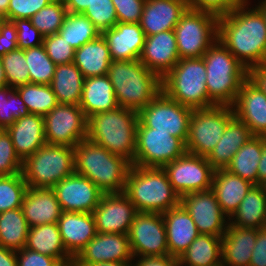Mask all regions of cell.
I'll use <instances>...</instances> for the list:
<instances>
[{"instance_id":"ffe728a7","label":"cell","mask_w":266,"mask_h":266,"mask_svg":"<svg viewBox=\"0 0 266 266\" xmlns=\"http://www.w3.org/2000/svg\"><path fill=\"white\" fill-rule=\"evenodd\" d=\"M232 108L253 136L266 137V95L248 78L241 84Z\"/></svg>"},{"instance_id":"cb8c5ba5","label":"cell","mask_w":266,"mask_h":266,"mask_svg":"<svg viewBox=\"0 0 266 266\" xmlns=\"http://www.w3.org/2000/svg\"><path fill=\"white\" fill-rule=\"evenodd\" d=\"M57 225L63 245L70 256H77L97 234L93 213L63 211Z\"/></svg>"},{"instance_id":"d4e9b609","label":"cell","mask_w":266,"mask_h":266,"mask_svg":"<svg viewBox=\"0 0 266 266\" xmlns=\"http://www.w3.org/2000/svg\"><path fill=\"white\" fill-rule=\"evenodd\" d=\"M169 255L179 258L200 235L191 215L179 204L162 214Z\"/></svg>"},{"instance_id":"8992f818","label":"cell","mask_w":266,"mask_h":266,"mask_svg":"<svg viewBox=\"0 0 266 266\" xmlns=\"http://www.w3.org/2000/svg\"><path fill=\"white\" fill-rule=\"evenodd\" d=\"M202 58L209 100L214 105L232 106L248 77V69L218 39Z\"/></svg>"},{"instance_id":"4fadbf2b","label":"cell","mask_w":266,"mask_h":266,"mask_svg":"<svg viewBox=\"0 0 266 266\" xmlns=\"http://www.w3.org/2000/svg\"><path fill=\"white\" fill-rule=\"evenodd\" d=\"M43 118L46 144L74 148L87 138L88 119L79 105L58 103Z\"/></svg>"},{"instance_id":"60d3db41","label":"cell","mask_w":266,"mask_h":266,"mask_svg":"<svg viewBox=\"0 0 266 266\" xmlns=\"http://www.w3.org/2000/svg\"><path fill=\"white\" fill-rule=\"evenodd\" d=\"M28 65L30 83L50 85L56 64L49 58L42 45L24 49Z\"/></svg>"},{"instance_id":"f5cc1de1","label":"cell","mask_w":266,"mask_h":266,"mask_svg":"<svg viewBox=\"0 0 266 266\" xmlns=\"http://www.w3.org/2000/svg\"><path fill=\"white\" fill-rule=\"evenodd\" d=\"M146 0H112L118 22L139 23Z\"/></svg>"},{"instance_id":"4dcf8cb0","label":"cell","mask_w":266,"mask_h":266,"mask_svg":"<svg viewBox=\"0 0 266 266\" xmlns=\"http://www.w3.org/2000/svg\"><path fill=\"white\" fill-rule=\"evenodd\" d=\"M79 106L87 119L96 113L107 112L119 106L114 87L107 75L84 79Z\"/></svg>"},{"instance_id":"f546056e","label":"cell","mask_w":266,"mask_h":266,"mask_svg":"<svg viewBox=\"0 0 266 266\" xmlns=\"http://www.w3.org/2000/svg\"><path fill=\"white\" fill-rule=\"evenodd\" d=\"M253 137L249 127L235 116L228 122L222 137L206 157L215 169H226L235 153Z\"/></svg>"},{"instance_id":"8fae6325","label":"cell","mask_w":266,"mask_h":266,"mask_svg":"<svg viewBox=\"0 0 266 266\" xmlns=\"http://www.w3.org/2000/svg\"><path fill=\"white\" fill-rule=\"evenodd\" d=\"M186 153L185 143L169 132L156 131L138 121L132 165L163 168Z\"/></svg>"},{"instance_id":"f907efd6","label":"cell","mask_w":266,"mask_h":266,"mask_svg":"<svg viewBox=\"0 0 266 266\" xmlns=\"http://www.w3.org/2000/svg\"><path fill=\"white\" fill-rule=\"evenodd\" d=\"M188 9L211 13L221 17L246 0H185Z\"/></svg>"},{"instance_id":"a7ac6f4b","label":"cell","mask_w":266,"mask_h":266,"mask_svg":"<svg viewBox=\"0 0 266 266\" xmlns=\"http://www.w3.org/2000/svg\"><path fill=\"white\" fill-rule=\"evenodd\" d=\"M256 7L262 12L266 21V0L260 1L259 5Z\"/></svg>"},{"instance_id":"6da1fadb","label":"cell","mask_w":266,"mask_h":266,"mask_svg":"<svg viewBox=\"0 0 266 266\" xmlns=\"http://www.w3.org/2000/svg\"><path fill=\"white\" fill-rule=\"evenodd\" d=\"M247 4L218 17L217 39L249 69L266 63V21L257 7L249 9Z\"/></svg>"},{"instance_id":"f35d334b","label":"cell","mask_w":266,"mask_h":266,"mask_svg":"<svg viewBox=\"0 0 266 266\" xmlns=\"http://www.w3.org/2000/svg\"><path fill=\"white\" fill-rule=\"evenodd\" d=\"M58 34L75 50L101 35L92 21L82 13H67Z\"/></svg>"},{"instance_id":"003e7915","label":"cell","mask_w":266,"mask_h":266,"mask_svg":"<svg viewBox=\"0 0 266 266\" xmlns=\"http://www.w3.org/2000/svg\"><path fill=\"white\" fill-rule=\"evenodd\" d=\"M10 0H0V11L6 15L8 11Z\"/></svg>"},{"instance_id":"11a10c76","label":"cell","mask_w":266,"mask_h":266,"mask_svg":"<svg viewBox=\"0 0 266 266\" xmlns=\"http://www.w3.org/2000/svg\"><path fill=\"white\" fill-rule=\"evenodd\" d=\"M17 29L13 21L0 23V57L17 49Z\"/></svg>"},{"instance_id":"836d02e7","label":"cell","mask_w":266,"mask_h":266,"mask_svg":"<svg viewBox=\"0 0 266 266\" xmlns=\"http://www.w3.org/2000/svg\"><path fill=\"white\" fill-rule=\"evenodd\" d=\"M227 221L237 227L266 228V195L260 185L251 188L236 212Z\"/></svg>"},{"instance_id":"e575fe53","label":"cell","mask_w":266,"mask_h":266,"mask_svg":"<svg viewBox=\"0 0 266 266\" xmlns=\"http://www.w3.org/2000/svg\"><path fill=\"white\" fill-rule=\"evenodd\" d=\"M222 237L200 234L178 258L180 266H222Z\"/></svg>"},{"instance_id":"52a82bcc","label":"cell","mask_w":266,"mask_h":266,"mask_svg":"<svg viewBox=\"0 0 266 266\" xmlns=\"http://www.w3.org/2000/svg\"><path fill=\"white\" fill-rule=\"evenodd\" d=\"M162 91L181 105L192 109L214 106L206 87V69L202 57L179 59L162 78Z\"/></svg>"},{"instance_id":"5b68a950","label":"cell","mask_w":266,"mask_h":266,"mask_svg":"<svg viewBox=\"0 0 266 266\" xmlns=\"http://www.w3.org/2000/svg\"><path fill=\"white\" fill-rule=\"evenodd\" d=\"M123 193L138 212L163 214L180 204L163 168L131 165Z\"/></svg>"},{"instance_id":"e7e4bbea","label":"cell","mask_w":266,"mask_h":266,"mask_svg":"<svg viewBox=\"0 0 266 266\" xmlns=\"http://www.w3.org/2000/svg\"><path fill=\"white\" fill-rule=\"evenodd\" d=\"M54 266H81L76 256H70L69 258L59 260Z\"/></svg>"},{"instance_id":"30bf717a","label":"cell","mask_w":266,"mask_h":266,"mask_svg":"<svg viewBox=\"0 0 266 266\" xmlns=\"http://www.w3.org/2000/svg\"><path fill=\"white\" fill-rule=\"evenodd\" d=\"M174 32L179 58H200L218 38V17L187 9Z\"/></svg>"},{"instance_id":"c3c4849f","label":"cell","mask_w":266,"mask_h":266,"mask_svg":"<svg viewBox=\"0 0 266 266\" xmlns=\"http://www.w3.org/2000/svg\"><path fill=\"white\" fill-rule=\"evenodd\" d=\"M43 46L49 58L56 65L73 63L75 49L58 33L45 36Z\"/></svg>"},{"instance_id":"7dc6e473","label":"cell","mask_w":266,"mask_h":266,"mask_svg":"<svg viewBox=\"0 0 266 266\" xmlns=\"http://www.w3.org/2000/svg\"><path fill=\"white\" fill-rule=\"evenodd\" d=\"M23 162L16 155L11 137L0 130V176L22 173Z\"/></svg>"},{"instance_id":"d6a6232c","label":"cell","mask_w":266,"mask_h":266,"mask_svg":"<svg viewBox=\"0 0 266 266\" xmlns=\"http://www.w3.org/2000/svg\"><path fill=\"white\" fill-rule=\"evenodd\" d=\"M85 77L74 63L56 65L51 88L58 103L79 105Z\"/></svg>"},{"instance_id":"ba28073f","label":"cell","mask_w":266,"mask_h":266,"mask_svg":"<svg viewBox=\"0 0 266 266\" xmlns=\"http://www.w3.org/2000/svg\"><path fill=\"white\" fill-rule=\"evenodd\" d=\"M75 173L74 148L45 144L24 162L22 174L28 187L52 189Z\"/></svg>"},{"instance_id":"d590c367","label":"cell","mask_w":266,"mask_h":266,"mask_svg":"<svg viewBox=\"0 0 266 266\" xmlns=\"http://www.w3.org/2000/svg\"><path fill=\"white\" fill-rule=\"evenodd\" d=\"M266 137H251L233 156L226 170L258 185V165Z\"/></svg>"},{"instance_id":"91938a15","label":"cell","mask_w":266,"mask_h":266,"mask_svg":"<svg viewBox=\"0 0 266 266\" xmlns=\"http://www.w3.org/2000/svg\"><path fill=\"white\" fill-rule=\"evenodd\" d=\"M94 0H63L68 13H83Z\"/></svg>"},{"instance_id":"9a60e30c","label":"cell","mask_w":266,"mask_h":266,"mask_svg":"<svg viewBox=\"0 0 266 266\" xmlns=\"http://www.w3.org/2000/svg\"><path fill=\"white\" fill-rule=\"evenodd\" d=\"M133 257L169 255L161 213L138 212L128 232Z\"/></svg>"},{"instance_id":"3957f363","label":"cell","mask_w":266,"mask_h":266,"mask_svg":"<svg viewBox=\"0 0 266 266\" xmlns=\"http://www.w3.org/2000/svg\"><path fill=\"white\" fill-rule=\"evenodd\" d=\"M119 106L139 112L162 91V79L139 60H113L107 72Z\"/></svg>"},{"instance_id":"681fc988","label":"cell","mask_w":266,"mask_h":266,"mask_svg":"<svg viewBox=\"0 0 266 266\" xmlns=\"http://www.w3.org/2000/svg\"><path fill=\"white\" fill-rule=\"evenodd\" d=\"M54 0H10L6 20L30 19Z\"/></svg>"},{"instance_id":"2e32d148","label":"cell","mask_w":266,"mask_h":266,"mask_svg":"<svg viewBox=\"0 0 266 266\" xmlns=\"http://www.w3.org/2000/svg\"><path fill=\"white\" fill-rule=\"evenodd\" d=\"M180 204L191 215L200 234L222 237L226 232L227 216L212 189L187 193L180 197Z\"/></svg>"},{"instance_id":"7c38bea8","label":"cell","mask_w":266,"mask_h":266,"mask_svg":"<svg viewBox=\"0 0 266 266\" xmlns=\"http://www.w3.org/2000/svg\"><path fill=\"white\" fill-rule=\"evenodd\" d=\"M192 112V108L181 105L161 91L138 112V117L145 127L169 132L186 143Z\"/></svg>"},{"instance_id":"277c9868","label":"cell","mask_w":266,"mask_h":266,"mask_svg":"<svg viewBox=\"0 0 266 266\" xmlns=\"http://www.w3.org/2000/svg\"><path fill=\"white\" fill-rule=\"evenodd\" d=\"M138 121L137 111L121 106L96 113L88 118L87 139L132 163L135 158Z\"/></svg>"},{"instance_id":"83f0119b","label":"cell","mask_w":266,"mask_h":266,"mask_svg":"<svg viewBox=\"0 0 266 266\" xmlns=\"http://www.w3.org/2000/svg\"><path fill=\"white\" fill-rule=\"evenodd\" d=\"M257 229L228 224L222 236V266H249Z\"/></svg>"},{"instance_id":"94428289","label":"cell","mask_w":266,"mask_h":266,"mask_svg":"<svg viewBox=\"0 0 266 266\" xmlns=\"http://www.w3.org/2000/svg\"><path fill=\"white\" fill-rule=\"evenodd\" d=\"M0 266H18L16 251L0 245Z\"/></svg>"},{"instance_id":"6f0895ef","label":"cell","mask_w":266,"mask_h":266,"mask_svg":"<svg viewBox=\"0 0 266 266\" xmlns=\"http://www.w3.org/2000/svg\"><path fill=\"white\" fill-rule=\"evenodd\" d=\"M139 258L133 266H180L179 259L170 255Z\"/></svg>"},{"instance_id":"f6af8a7d","label":"cell","mask_w":266,"mask_h":266,"mask_svg":"<svg viewBox=\"0 0 266 266\" xmlns=\"http://www.w3.org/2000/svg\"><path fill=\"white\" fill-rule=\"evenodd\" d=\"M0 58L8 86L16 88L30 83V75L24 50L17 48Z\"/></svg>"},{"instance_id":"44dd1931","label":"cell","mask_w":266,"mask_h":266,"mask_svg":"<svg viewBox=\"0 0 266 266\" xmlns=\"http://www.w3.org/2000/svg\"><path fill=\"white\" fill-rule=\"evenodd\" d=\"M179 59L174 30L145 37L139 60L161 79L177 64Z\"/></svg>"},{"instance_id":"603a6c76","label":"cell","mask_w":266,"mask_h":266,"mask_svg":"<svg viewBox=\"0 0 266 266\" xmlns=\"http://www.w3.org/2000/svg\"><path fill=\"white\" fill-rule=\"evenodd\" d=\"M187 9L185 0H146L139 24L146 37L174 30Z\"/></svg>"},{"instance_id":"4316f807","label":"cell","mask_w":266,"mask_h":266,"mask_svg":"<svg viewBox=\"0 0 266 266\" xmlns=\"http://www.w3.org/2000/svg\"><path fill=\"white\" fill-rule=\"evenodd\" d=\"M21 208L30 228L57 223L63 212L54 191L48 188L28 187Z\"/></svg>"},{"instance_id":"bcb514c9","label":"cell","mask_w":266,"mask_h":266,"mask_svg":"<svg viewBox=\"0 0 266 266\" xmlns=\"http://www.w3.org/2000/svg\"><path fill=\"white\" fill-rule=\"evenodd\" d=\"M82 14L92 21L100 33L114 27L118 22L112 0H94Z\"/></svg>"},{"instance_id":"9f6ffc18","label":"cell","mask_w":266,"mask_h":266,"mask_svg":"<svg viewBox=\"0 0 266 266\" xmlns=\"http://www.w3.org/2000/svg\"><path fill=\"white\" fill-rule=\"evenodd\" d=\"M249 266H266V228L257 229L256 244L252 250Z\"/></svg>"},{"instance_id":"d6986e66","label":"cell","mask_w":266,"mask_h":266,"mask_svg":"<svg viewBox=\"0 0 266 266\" xmlns=\"http://www.w3.org/2000/svg\"><path fill=\"white\" fill-rule=\"evenodd\" d=\"M79 264L135 260L128 234L97 233L76 256Z\"/></svg>"},{"instance_id":"74e56055","label":"cell","mask_w":266,"mask_h":266,"mask_svg":"<svg viewBox=\"0 0 266 266\" xmlns=\"http://www.w3.org/2000/svg\"><path fill=\"white\" fill-rule=\"evenodd\" d=\"M30 226L26 222L22 208L0 213V245L13 251L26 246Z\"/></svg>"},{"instance_id":"5bb4252c","label":"cell","mask_w":266,"mask_h":266,"mask_svg":"<svg viewBox=\"0 0 266 266\" xmlns=\"http://www.w3.org/2000/svg\"><path fill=\"white\" fill-rule=\"evenodd\" d=\"M173 190L181 197L187 193L212 189L215 169L206 157L185 153L163 167Z\"/></svg>"},{"instance_id":"db71d44e","label":"cell","mask_w":266,"mask_h":266,"mask_svg":"<svg viewBox=\"0 0 266 266\" xmlns=\"http://www.w3.org/2000/svg\"><path fill=\"white\" fill-rule=\"evenodd\" d=\"M18 266H54L56 258L23 248L16 251ZM20 255V256H19Z\"/></svg>"},{"instance_id":"ac0fdd59","label":"cell","mask_w":266,"mask_h":266,"mask_svg":"<svg viewBox=\"0 0 266 266\" xmlns=\"http://www.w3.org/2000/svg\"><path fill=\"white\" fill-rule=\"evenodd\" d=\"M137 213V209L124 193L103 194L93 212L96 231L128 234Z\"/></svg>"},{"instance_id":"ab89813d","label":"cell","mask_w":266,"mask_h":266,"mask_svg":"<svg viewBox=\"0 0 266 266\" xmlns=\"http://www.w3.org/2000/svg\"><path fill=\"white\" fill-rule=\"evenodd\" d=\"M29 113L45 116L58 104L51 85L28 83L15 88Z\"/></svg>"},{"instance_id":"484cf974","label":"cell","mask_w":266,"mask_h":266,"mask_svg":"<svg viewBox=\"0 0 266 266\" xmlns=\"http://www.w3.org/2000/svg\"><path fill=\"white\" fill-rule=\"evenodd\" d=\"M11 137L16 155L24 162L46 144L43 116L29 113L5 129Z\"/></svg>"},{"instance_id":"9c48e42d","label":"cell","mask_w":266,"mask_h":266,"mask_svg":"<svg viewBox=\"0 0 266 266\" xmlns=\"http://www.w3.org/2000/svg\"><path fill=\"white\" fill-rule=\"evenodd\" d=\"M234 117L232 106L214 105L193 109L186 152L207 157L222 137L228 122Z\"/></svg>"},{"instance_id":"7402d4cb","label":"cell","mask_w":266,"mask_h":266,"mask_svg":"<svg viewBox=\"0 0 266 266\" xmlns=\"http://www.w3.org/2000/svg\"><path fill=\"white\" fill-rule=\"evenodd\" d=\"M101 35L107 43L112 61H132L140 58L146 36L139 23L117 22Z\"/></svg>"},{"instance_id":"680465c9","label":"cell","mask_w":266,"mask_h":266,"mask_svg":"<svg viewBox=\"0 0 266 266\" xmlns=\"http://www.w3.org/2000/svg\"><path fill=\"white\" fill-rule=\"evenodd\" d=\"M247 78L266 95V63L250 67Z\"/></svg>"},{"instance_id":"6125c7cd","label":"cell","mask_w":266,"mask_h":266,"mask_svg":"<svg viewBox=\"0 0 266 266\" xmlns=\"http://www.w3.org/2000/svg\"><path fill=\"white\" fill-rule=\"evenodd\" d=\"M258 185L266 180V140L263 143L262 156L258 165Z\"/></svg>"},{"instance_id":"1f68e13d","label":"cell","mask_w":266,"mask_h":266,"mask_svg":"<svg viewBox=\"0 0 266 266\" xmlns=\"http://www.w3.org/2000/svg\"><path fill=\"white\" fill-rule=\"evenodd\" d=\"M112 62L102 35L75 50L73 63L85 78L107 75Z\"/></svg>"},{"instance_id":"2644e50d","label":"cell","mask_w":266,"mask_h":266,"mask_svg":"<svg viewBox=\"0 0 266 266\" xmlns=\"http://www.w3.org/2000/svg\"><path fill=\"white\" fill-rule=\"evenodd\" d=\"M5 20H6L5 15L0 11V23Z\"/></svg>"},{"instance_id":"816d5d0a","label":"cell","mask_w":266,"mask_h":266,"mask_svg":"<svg viewBox=\"0 0 266 266\" xmlns=\"http://www.w3.org/2000/svg\"><path fill=\"white\" fill-rule=\"evenodd\" d=\"M13 23L17 29V47L28 49L43 44L44 36L32 25L30 19H15Z\"/></svg>"},{"instance_id":"b9f144b4","label":"cell","mask_w":266,"mask_h":266,"mask_svg":"<svg viewBox=\"0 0 266 266\" xmlns=\"http://www.w3.org/2000/svg\"><path fill=\"white\" fill-rule=\"evenodd\" d=\"M67 13L63 0H54L34 14L30 20L45 37L59 32Z\"/></svg>"},{"instance_id":"ee69618b","label":"cell","mask_w":266,"mask_h":266,"mask_svg":"<svg viewBox=\"0 0 266 266\" xmlns=\"http://www.w3.org/2000/svg\"><path fill=\"white\" fill-rule=\"evenodd\" d=\"M29 114L18 91L8 85L0 87V129L5 130L15 120Z\"/></svg>"},{"instance_id":"e0dca14e","label":"cell","mask_w":266,"mask_h":266,"mask_svg":"<svg viewBox=\"0 0 266 266\" xmlns=\"http://www.w3.org/2000/svg\"><path fill=\"white\" fill-rule=\"evenodd\" d=\"M52 190L66 212L93 213L104 194L90 179L77 173L59 181Z\"/></svg>"},{"instance_id":"89a4df30","label":"cell","mask_w":266,"mask_h":266,"mask_svg":"<svg viewBox=\"0 0 266 266\" xmlns=\"http://www.w3.org/2000/svg\"><path fill=\"white\" fill-rule=\"evenodd\" d=\"M260 186L262 187L263 191H264V194L266 195V180L263 181Z\"/></svg>"},{"instance_id":"03108f58","label":"cell","mask_w":266,"mask_h":266,"mask_svg":"<svg viewBox=\"0 0 266 266\" xmlns=\"http://www.w3.org/2000/svg\"><path fill=\"white\" fill-rule=\"evenodd\" d=\"M7 85V80L5 77V72H4V68H3V64L0 58V87H4Z\"/></svg>"},{"instance_id":"f1b7e54d","label":"cell","mask_w":266,"mask_h":266,"mask_svg":"<svg viewBox=\"0 0 266 266\" xmlns=\"http://www.w3.org/2000/svg\"><path fill=\"white\" fill-rule=\"evenodd\" d=\"M254 184L226 169L214 171L212 190L223 213L230 219Z\"/></svg>"},{"instance_id":"7a4b0ae2","label":"cell","mask_w":266,"mask_h":266,"mask_svg":"<svg viewBox=\"0 0 266 266\" xmlns=\"http://www.w3.org/2000/svg\"><path fill=\"white\" fill-rule=\"evenodd\" d=\"M75 173L90 179L104 194L123 193L131 162L88 140L74 147Z\"/></svg>"},{"instance_id":"8d00e7d4","label":"cell","mask_w":266,"mask_h":266,"mask_svg":"<svg viewBox=\"0 0 266 266\" xmlns=\"http://www.w3.org/2000/svg\"><path fill=\"white\" fill-rule=\"evenodd\" d=\"M25 248L54 257L58 261L70 257L63 245L57 223L31 227Z\"/></svg>"},{"instance_id":"be15d7a7","label":"cell","mask_w":266,"mask_h":266,"mask_svg":"<svg viewBox=\"0 0 266 266\" xmlns=\"http://www.w3.org/2000/svg\"><path fill=\"white\" fill-rule=\"evenodd\" d=\"M81 266H133L132 261L125 262H100L95 264H80Z\"/></svg>"},{"instance_id":"7bdbcfd3","label":"cell","mask_w":266,"mask_h":266,"mask_svg":"<svg viewBox=\"0 0 266 266\" xmlns=\"http://www.w3.org/2000/svg\"><path fill=\"white\" fill-rule=\"evenodd\" d=\"M28 189L22 173L0 176V213L21 208Z\"/></svg>"}]
</instances>
